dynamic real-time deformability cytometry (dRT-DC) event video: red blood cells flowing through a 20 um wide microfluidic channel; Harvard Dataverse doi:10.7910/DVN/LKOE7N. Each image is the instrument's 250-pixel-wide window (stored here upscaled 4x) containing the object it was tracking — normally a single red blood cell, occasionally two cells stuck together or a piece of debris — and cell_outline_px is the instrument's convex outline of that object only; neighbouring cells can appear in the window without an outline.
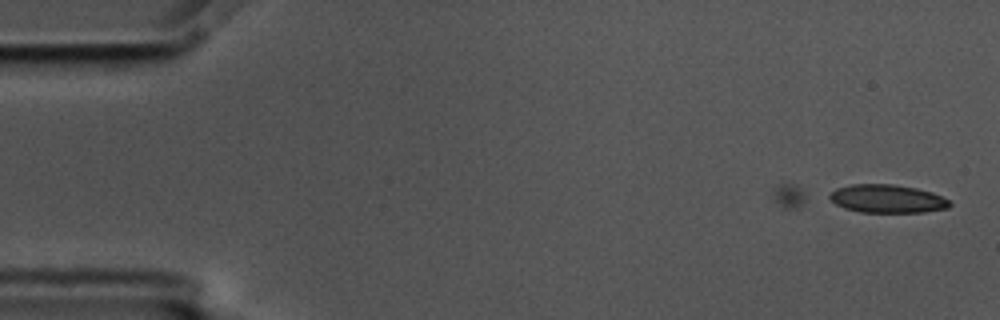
{"species": "common noctule bat (a hibernating species)", "species_latin": "Nyctalus noctula", "temperature_condition": "cold", "stored_images_in_passage": 15, "camera_frame_rate_fps": 3000, "um_per_image_px": 0.085, "animal": {"sex": "male", "body_mass_g": 17.5, "forearm_length_mm": 52.3}, "frame": {"image": 1, "passage_image": 1, "time_ms": 0.0, "image_size_px": [1000, 320], "cell_outline_px": [[952, 204], [948, 208], [924, 212], [860, 212], [844, 208], [836, 204], [828, 196], [836, 188], [852, 184], [892, 184], [916, 188], [932, 192], [948, 200]], "centroid_in_image_um": [75.42, 16.89], "position_along_channel_um": 9.6, "area_um2": 19.65}}
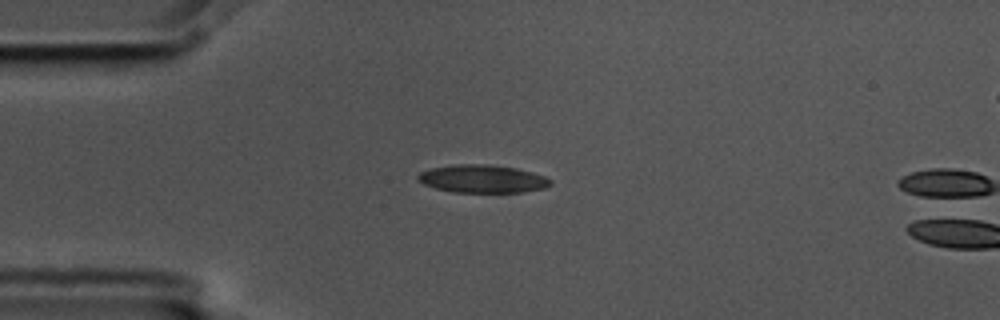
{"frame": {"image": 2, "passage_image": 13, "time_ms": 4.0, "image_size_px": [1000, 320], "cell_outline_px": [[552, 184], [544, 188], [524, 192], [452, 192], [436, 188], [424, 184], [416, 180], [416, 176], [420, 172], [432, 168], [456, 164], [492, 164], [516, 168], [532, 172], [544, 176], [552, 180]], "centroid_in_image_um": [41.01, 15.2], "position_along_channel_um": 44.0, "area_um2": 21.68}}